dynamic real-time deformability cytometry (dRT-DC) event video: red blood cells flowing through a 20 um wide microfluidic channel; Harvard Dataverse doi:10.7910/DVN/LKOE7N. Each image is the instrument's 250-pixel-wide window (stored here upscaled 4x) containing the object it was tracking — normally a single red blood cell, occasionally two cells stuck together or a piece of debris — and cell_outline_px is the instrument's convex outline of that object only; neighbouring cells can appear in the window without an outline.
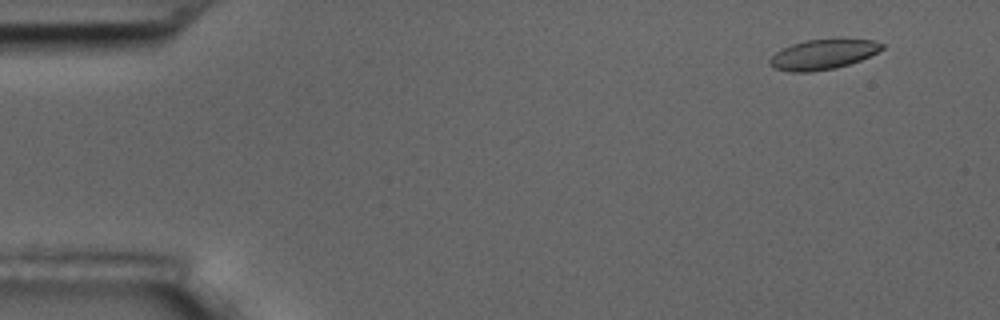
{"species": "common noctule bat (a hibernating species)", "species_latin": "Nyctalus noctula", "temperature_condition": "room temperature", "stored_images_in_passage": 6, "camera_frame_rate_fps": 3000, "um_per_image_px": 0.085, "animal": {"sex": "male", "body_mass_g": 17.5, "forearm_length_mm": 52.3}, "frame": {"image": 1, "passage_image": 2, "time_ms": 1.333, "image_size_px": [1000, 320], "cell_outline_px": [[884, 48], [860, 60], [836, 68], [812, 72], [792, 72], [772, 68], [768, 64], [768, 60], [776, 52], [792, 44], [804, 40], [836, 36], [840, 36], [872, 40], [884, 44]], "centroid_in_image_um": [69.96, 4.58], "position_along_channel_um": 15.0, "area_um2": 20.35}}
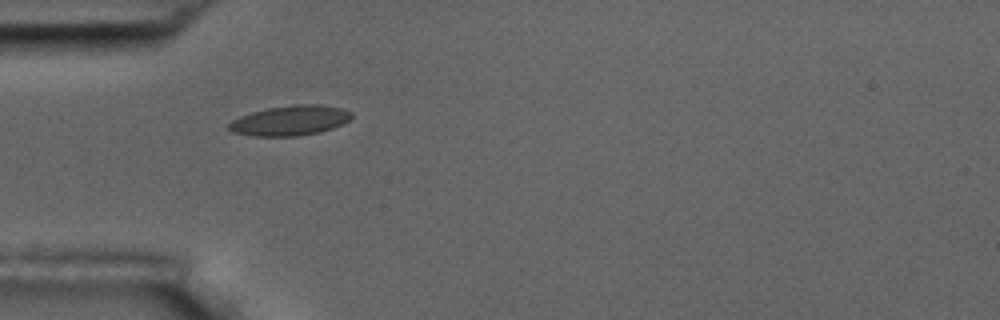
{"frame": {"image": 2, "passage_image": 5, "time_ms": 5.667, "image_size_px": [1000, 320], "cell_outline_px": [[352, 116], [348, 120], [332, 128], [320, 132], [300, 136], [252, 136], [232, 132], [228, 128], [228, 124], [232, 120], [240, 116], [252, 112], [268, 108], [296, 104], [320, 104], [340, 108], [352, 112]], "centroid_in_image_um": [24.63, 10.25], "position_along_channel_um": 60.4, "area_um2": 21.39}}